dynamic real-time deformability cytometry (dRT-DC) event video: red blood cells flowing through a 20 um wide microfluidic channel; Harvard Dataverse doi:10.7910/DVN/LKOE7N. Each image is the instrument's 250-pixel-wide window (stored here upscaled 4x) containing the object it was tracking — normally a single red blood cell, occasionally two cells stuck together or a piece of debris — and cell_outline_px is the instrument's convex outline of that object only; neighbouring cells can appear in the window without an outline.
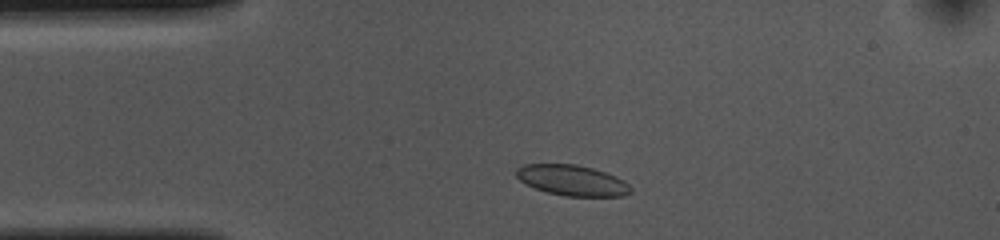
{"species": "common noctule bat (a hibernating species)", "species_latin": "Nyctalus noctula", "temperature_condition": "cold", "stored_images_in_passage": 36, "camera_frame_rate_fps": 3000, "um_per_image_px": 0.085, "animal": {"sex": "female", "body_mass_g": 10.0, "forearm_length_mm": 53.1}, "frame": {"image": 1, "passage_image": 4, "time_ms": 1.0, "image_size_px": [1000, 240], "cell_outline_px": [[632, 192], [620, 196], [564, 196], [548, 192], [536, 188], [520, 180], [516, 176], [516, 168], [524, 164], [576, 164], [592, 168], [616, 176], [624, 180], [632, 188]], "centroid_in_image_um": [48.65, 15.32], "position_along_channel_um": 36.4, "area_um2": 20.29}}
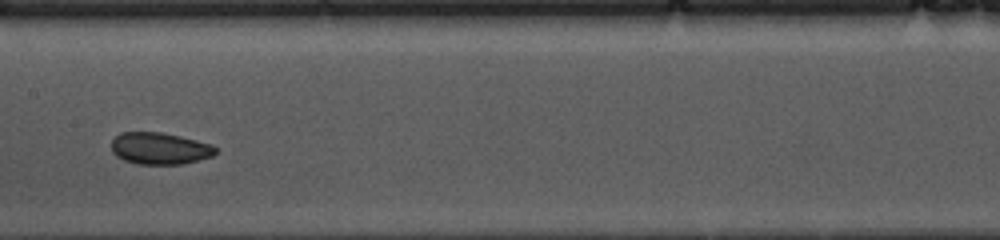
{"frame": {"image": 2, "passage_image": 19, "time_ms": 6.0, "image_size_px": [1000, 240], "cell_outline_px": [[216, 152], [212, 156], [180, 164], [136, 164], [124, 160], [116, 156], [112, 152], [112, 140], [120, 132], [160, 132], [180, 136], [212, 144], [216, 148]], "centroid_in_image_um": [13.55, 12.61], "position_along_channel_um": 193.9, "area_um2": 19.25}}
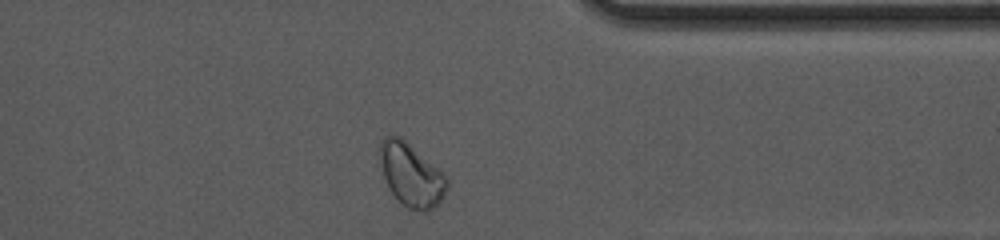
{"frame": {"image": 3, "passage_image": 35, "time_ms": 11.333, "image_size_px": [1000, 240], "cell_outline_px": [[448, 188], [444, 196], [428, 212], [420, 212], [408, 208], [392, 192], [384, 176], [376, 152], [384, 136], [400, 136], [444, 172], [448, 180]], "centroid_in_image_um": [34.95, 14.84], "position_along_channel_um": 376.4, "area_um2": 24.74}}